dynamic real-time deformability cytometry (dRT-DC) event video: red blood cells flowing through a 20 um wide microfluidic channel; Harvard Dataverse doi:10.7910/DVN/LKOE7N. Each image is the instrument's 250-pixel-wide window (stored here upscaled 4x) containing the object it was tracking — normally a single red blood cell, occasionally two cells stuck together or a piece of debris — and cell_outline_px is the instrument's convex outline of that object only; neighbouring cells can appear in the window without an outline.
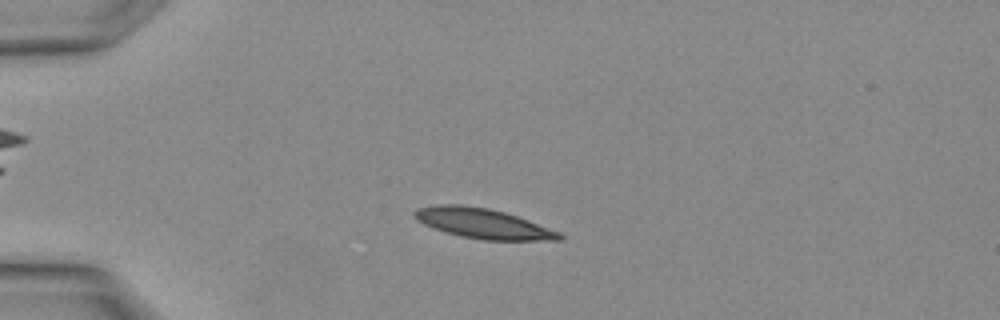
{"species": "Egyptian fruit bat (a non-hibernating species)", "species_latin": "Rousettus aegyptiacus", "temperature_condition": "warm", "stored_images_in_passage": 3, "camera_frame_rate_fps": 3000, "um_per_image_px": 0.085, "animal": {"sex": "female"}, "frame": {"image": 1, "passage_image": 3, "time_ms": 0.667, "image_size_px": [1000, 320], "cell_outline_px": [[564, 240], [484, 240], [460, 236], [432, 228], [416, 220], [412, 216], [412, 212], [416, 208], [436, 204], [460, 204], [488, 208], [504, 212], [528, 220], [560, 232], [564, 236]], "centroid_in_image_um": [41.0, 18.99], "position_along_channel_um": 44.0, "area_um2": 25.49}}